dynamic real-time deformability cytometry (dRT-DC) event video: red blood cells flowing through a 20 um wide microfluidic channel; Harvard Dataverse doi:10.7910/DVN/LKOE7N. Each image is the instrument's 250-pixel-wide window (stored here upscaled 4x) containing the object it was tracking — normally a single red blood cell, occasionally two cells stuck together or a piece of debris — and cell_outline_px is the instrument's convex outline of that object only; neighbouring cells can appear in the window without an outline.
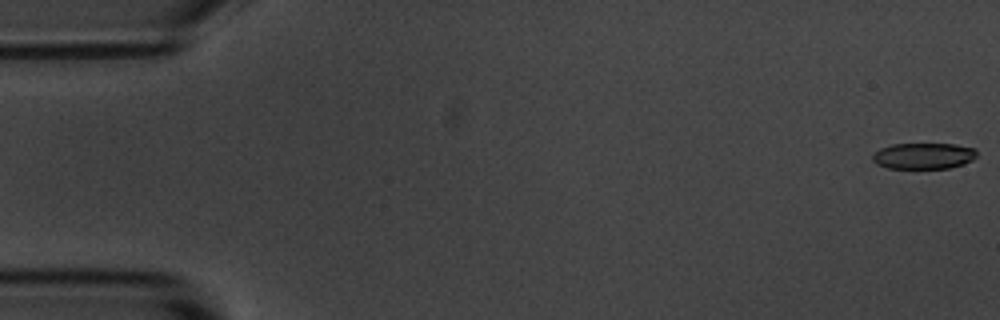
{"species": "common noctule bat (a hibernating species)", "species_latin": "Nyctalus noctula", "temperature_condition": "room temperature", "stored_images_in_passage": 51, "camera_frame_rate_fps": 3000, "um_per_image_px": 0.085, "animal": {"sex": "male", "body_mass_g": 20.1, "forearm_length_mm": 53.5}, "frame": {"image": 1, "passage_image": 1, "time_ms": 0.0, "image_size_px": [1000, 320], "cell_outline_px": [[976, 156], [972, 160], [964, 164], [948, 168], [888, 168], [876, 164], [872, 160], [872, 156], [880, 148], [892, 144], [956, 144], [976, 148]], "centroid_in_image_um": [78.51, 13.25], "position_along_channel_um": 6.5, "area_um2": 15.9}}
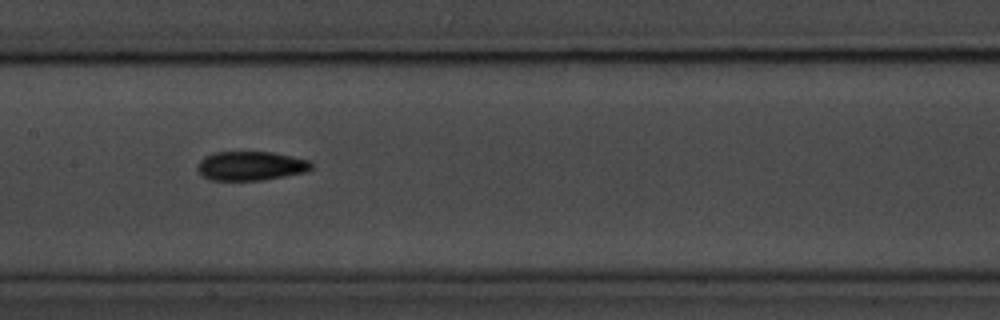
{"frame": {"image": 2, "passage_image": 27, "time_ms": 8.667, "image_size_px": [1000, 320], "cell_outline_px": [[312, 168], [304, 172], [284, 176], [260, 180], [212, 180], [204, 176], [196, 168], [200, 160], [204, 156], [216, 152], [272, 152], [292, 156], [308, 160], [312, 164]], "centroid_in_image_um": [21.3, 14.09], "position_along_channel_um": 186.1, "area_um2": 19.13}}
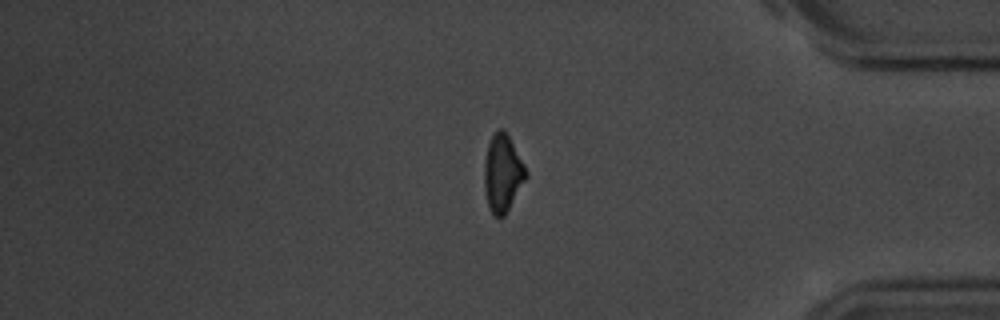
{"frame": {"image": 3, "passage_image": 46, "time_ms": 15.0, "image_size_px": [1000, 320], "cell_outline_px": [[528, 176], [504, 216], [500, 220], [492, 216], [488, 208], [484, 188], [484, 160], [488, 144], [492, 136], [500, 128], [504, 128], [524, 164], [528, 172]], "centroid_in_image_um": [42.71, 14.77], "position_along_channel_um": 392.5, "area_um2": 19.02}}